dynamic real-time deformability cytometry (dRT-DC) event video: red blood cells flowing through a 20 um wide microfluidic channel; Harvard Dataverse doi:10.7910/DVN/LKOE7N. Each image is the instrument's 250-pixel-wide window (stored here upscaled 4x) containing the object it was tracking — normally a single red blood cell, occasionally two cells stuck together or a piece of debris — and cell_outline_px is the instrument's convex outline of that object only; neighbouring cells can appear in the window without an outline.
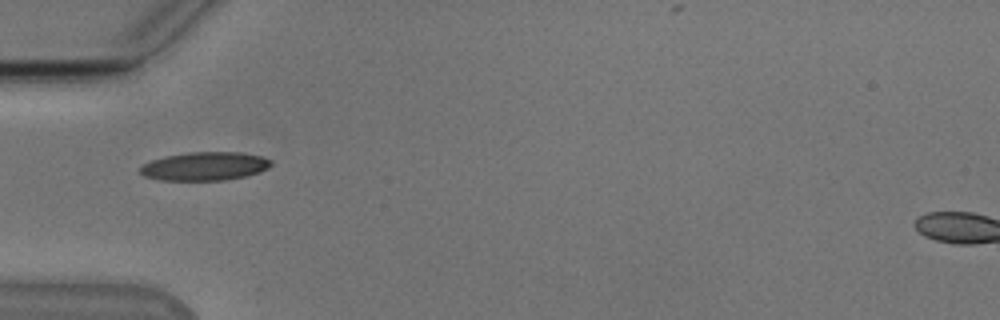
{"species": "Egyptian fruit bat (a non-hibernating species)", "species_latin": "Rousettus aegyptiacus", "temperature_condition": "cold", "stored_images_in_passage": 3, "camera_frame_rate_fps": 3000, "um_per_image_px": 0.085, "animal": {"sex": "male"}, "frame": {"image": 1, "passage_image": 1, "time_ms": 0.0, "image_size_px": [1000, 320], "cell_outline_px": [[272, 164], [268, 168], [260, 172], [244, 176], [224, 180], [160, 180], [144, 176], [140, 172], [140, 168], [144, 164], [152, 160], [164, 156], [188, 152], [240, 152], [260, 156], [272, 160]], "centroid_in_image_um": [17.41, 14.12], "position_along_channel_um": 67.6, "area_um2": 21.68}}